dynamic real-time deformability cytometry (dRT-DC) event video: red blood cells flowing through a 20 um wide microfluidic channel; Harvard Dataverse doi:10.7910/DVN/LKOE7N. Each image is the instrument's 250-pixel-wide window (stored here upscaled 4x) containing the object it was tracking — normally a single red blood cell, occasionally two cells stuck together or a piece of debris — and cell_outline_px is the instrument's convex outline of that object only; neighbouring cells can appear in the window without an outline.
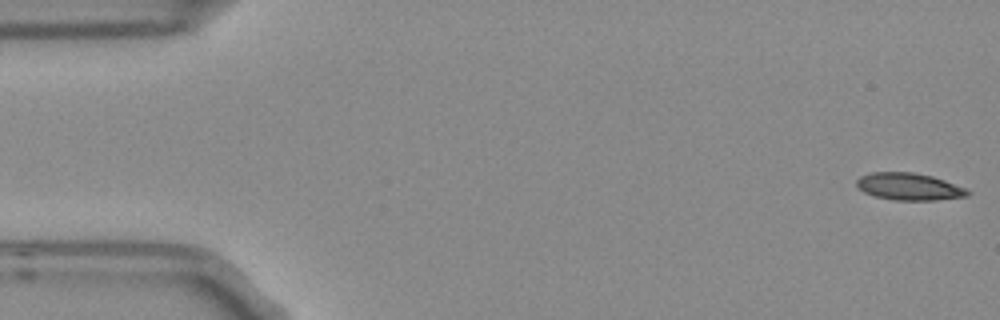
{"species": "Egyptian fruit bat (a non-hibernating species)", "species_latin": "Rousettus aegyptiacus", "temperature_condition": "room temperature", "stored_images_in_passage": 3, "camera_frame_rate_fps": 3000, "um_per_image_px": 0.085, "frame": {"image": 1, "passage_image": 1, "time_ms": 0.0, "image_size_px": [1000, 320], "cell_outline_px": [[972, 192], [968, 196], [936, 200], [896, 200], [876, 196], [864, 192], [856, 188], [856, 180], [860, 176], [872, 172], [912, 172], [932, 176], [968, 188]], "centroid_in_image_um": [77.29, 15.86], "position_along_channel_um": 7.7, "area_um2": 17.69}}